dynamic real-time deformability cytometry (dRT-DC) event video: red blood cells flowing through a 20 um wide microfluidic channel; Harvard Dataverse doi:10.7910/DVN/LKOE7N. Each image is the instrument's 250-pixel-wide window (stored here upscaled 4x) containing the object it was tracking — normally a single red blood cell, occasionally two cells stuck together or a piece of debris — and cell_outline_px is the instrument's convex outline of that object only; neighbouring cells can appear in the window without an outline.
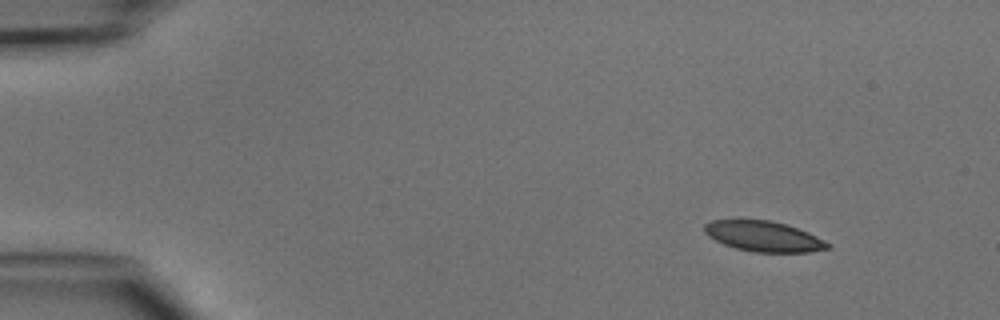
{"species": "common noctule bat (a hibernating species)", "species_latin": "Nyctalus noctula", "temperature_condition": "cold", "stored_images_in_passage": 5, "segment_of_instrument_passage": [1, 2], "camera_frame_rate_fps": 3000, "um_per_image_px": 0.085, "animal": {"sex": "male", "body_mass_g": 15.6}, "frame": {"image": 1, "passage_image": 2, "time_ms": 1.333, "image_size_px": [1000, 320], "cell_outline_px": [[832, 244], [828, 248], [808, 252], [756, 252], [736, 248], [724, 244], [708, 236], [704, 232], [704, 224], [712, 220], [768, 220], [784, 224], [808, 232]], "centroid_in_image_um": [64.9, 20.09], "position_along_channel_um": 20.1, "area_um2": 21.56}}